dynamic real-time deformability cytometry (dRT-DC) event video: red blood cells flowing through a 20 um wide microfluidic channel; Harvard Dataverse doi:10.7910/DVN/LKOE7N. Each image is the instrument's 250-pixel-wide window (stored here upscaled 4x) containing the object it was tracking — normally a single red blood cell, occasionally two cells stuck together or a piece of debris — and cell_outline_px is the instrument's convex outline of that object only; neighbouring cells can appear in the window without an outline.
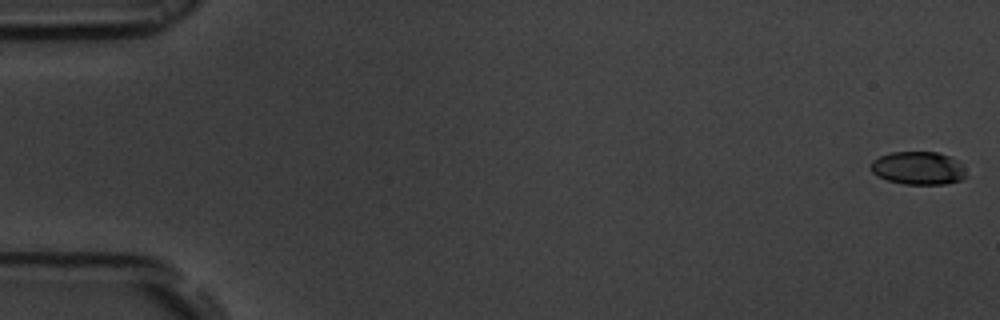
{"species": "common noctule bat (a hibernating species)", "species_latin": "Nyctalus noctula", "temperature_condition": "room temperature", "stored_images_in_passage": 55, "camera_frame_rate_fps": 3000, "um_per_image_px": 0.085, "animal": {"sex": "male", "body_mass_g": 19.5, "forearm_length_mm": 54.6}, "frame": {"image": 1, "passage_image": 1, "time_ms": 0.0, "image_size_px": [1000, 320], "cell_outline_px": [[968, 176], [960, 180], [948, 184], [904, 184], [888, 180], [872, 172], [872, 160], [880, 156], [892, 152], [936, 152], [948, 156], [956, 160], [964, 168]], "centroid_in_image_um": [78.08, 14.29], "position_along_channel_um": 6.9, "area_um2": 18.21}}
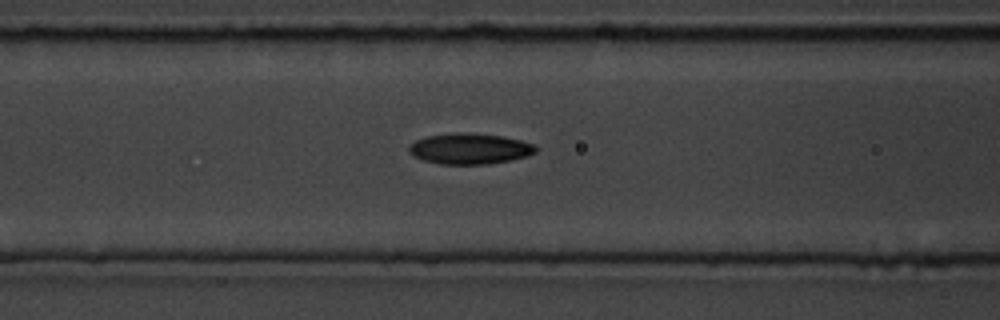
{"frame": {"image": 2, "passage_image": 23, "time_ms": 7.333, "image_size_px": [1000, 320], "cell_outline_px": [[540, 148], [536, 152], [528, 156], [488, 164], [440, 164], [424, 160], [408, 152], [408, 144], [416, 140], [428, 136], [500, 136], [520, 140], [536, 144]], "centroid_in_image_um": [39.98, 12.7], "position_along_channel_um": 126.6, "area_um2": 21.62}}
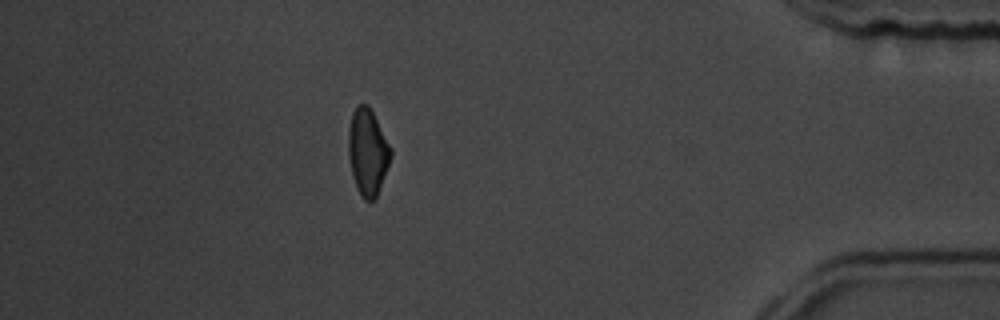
{"frame": {"image": 3, "passage_image": 49, "time_ms": 16.0, "image_size_px": [1000, 320], "cell_outline_px": [[392, 156], [376, 196], [368, 204], [364, 200], [352, 176], [348, 156], [348, 128], [352, 112], [356, 104], [368, 104], [392, 148]], "centroid_in_image_um": [31.24, 12.88], "position_along_channel_um": 404.0, "area_um2": 21.39}, "authors_computed_cell_mechanics": {"area_um2": 21.2704, "velocity_mm_per_s": 3.7249, "shape_relaxation_time_tau1_ms": 3.4095, "shape_relaxation_time_tau2_ms": 5.0443, "deformation_change_tau1": 0.1267, "deformation_change_tau2": 0.1107}}